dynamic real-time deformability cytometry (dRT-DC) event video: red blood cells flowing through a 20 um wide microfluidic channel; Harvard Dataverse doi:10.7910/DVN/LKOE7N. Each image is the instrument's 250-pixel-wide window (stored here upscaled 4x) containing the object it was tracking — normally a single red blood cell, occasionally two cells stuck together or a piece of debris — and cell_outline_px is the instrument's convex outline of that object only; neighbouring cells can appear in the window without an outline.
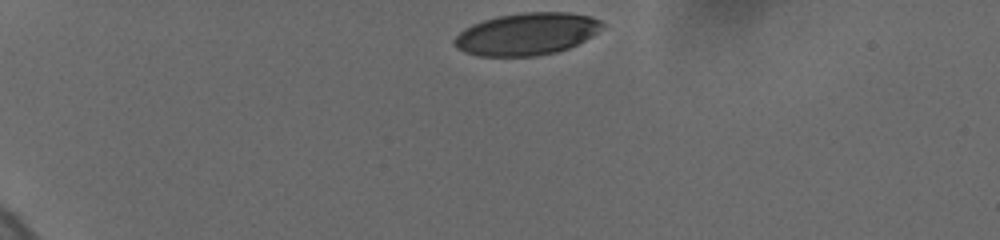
{"species": "human", "species_latin": "Homo sapiens", "temperature_condition": "cold", "stored_images_in_passage": 14, "camera_frame_rate_fps": 3000, "um_per_image_px": 0.085, "donor": {"sex": "female"}, "frame": {"image": 1, "passage_image": 1, "time_ms": 0.0, "image_size_px": [1000, 240], "cell_outline_px": [[604, 24], [596, 32], [584, 40], [568, 48], [556, 52], [536, 56], [480, 56], [464, 52], [456, 48], [452, 44], [452, 40], [464, 28], [472, 24], [496, 16], [524, 12], [568, 12], [592, 16], [600, 20]], "centroid_in_image_um": [44.72, 2.88], "position_along_channel_um": 40.3, "area_um2": 36.41}}
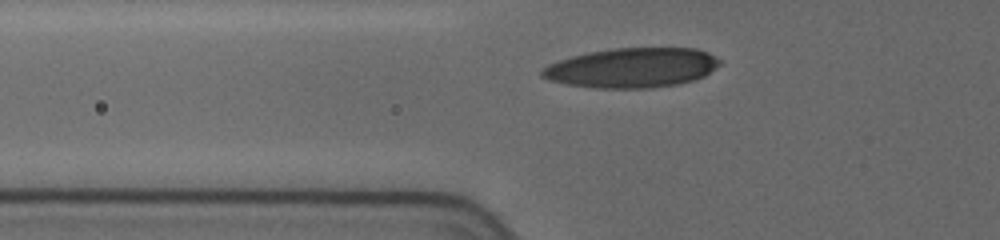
{"frame": {"image": 2, "passage_image": 10, "time_ms": 2.667, "image_size_px": [1000, 240], "cell_outline_px": [[720, 64], [704, 76], [680, 84], [652, 88], [596, 88], [568, 84], [552, 80], [540, 76], [540, 68], [548, 64], [572, 56], [588, 52], [612, 48], [696, 48], [708, 52], [716, 56], [720, 60]], "centroid_in_image_um": [53.72, 5.76], "position_along_channel_um": 72.1, "area_um2": 41.21}}
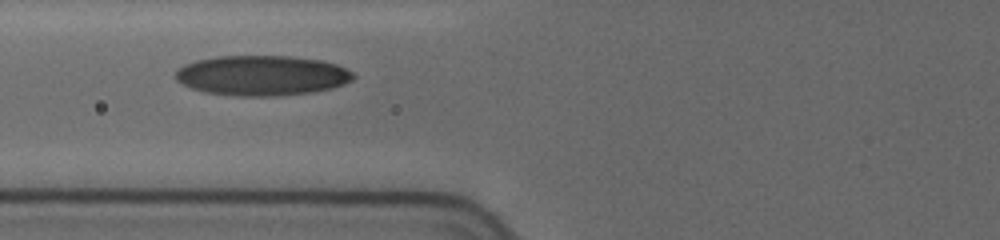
{"frame": {"image": 3, "passage_image": 13, "time_ms": 3.667, "image_size_px": [1000, 240], "cell_outline_px": [[356, 76], [352, 80], [344, 84], [332, 88], [308, 92], [272, 96], [240, 96], [204, 92], [192, 88], [176, 80], [176, 72], [184, 64], [196, 60], [216, 56], [292, 56], [320, 60], [336, 64], [348, 68]], "centroid_in_image_um": [22.28, 6.4], "position_along_channel_um": 103.5, "area_um2": 41.44}}